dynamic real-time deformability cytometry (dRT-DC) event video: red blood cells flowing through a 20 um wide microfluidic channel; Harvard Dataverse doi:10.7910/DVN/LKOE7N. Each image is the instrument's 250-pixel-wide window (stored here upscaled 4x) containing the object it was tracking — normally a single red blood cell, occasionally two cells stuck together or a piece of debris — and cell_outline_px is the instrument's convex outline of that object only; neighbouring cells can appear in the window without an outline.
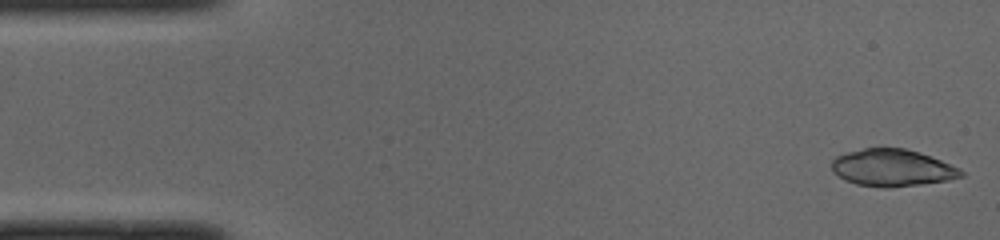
{"species": "common noctule bat (a hibernating species)", "species_latin": "Nyctalus noctula", "temperature_condition": "cold", "stored_images_in_passage": 49, "camera_frame_rate_fps": 3000, "um_per_image_px": 0.085, "animal": {"sex": "male", "body_mass_g": 19.0, "forearm_length_mm": 50.8}, "frame": {"image": 1, "passage_image": 1, "time_ms": 0.0, "image_size_px": [1000, 240], "cell_outline_px": [[964, 176], [944, 180], [916, 184], [884, 188], [856, 184], [844, 180], [832, 172], [832, 160], [836, 156], [848, 152], [864, 148], [904, 148], [920, 152], [960, 168], [964, 172]], "centroid_in_image_um": [75.8, 14.25], "position_along_channel_um": 9.2, "area_um2": 27.69}}